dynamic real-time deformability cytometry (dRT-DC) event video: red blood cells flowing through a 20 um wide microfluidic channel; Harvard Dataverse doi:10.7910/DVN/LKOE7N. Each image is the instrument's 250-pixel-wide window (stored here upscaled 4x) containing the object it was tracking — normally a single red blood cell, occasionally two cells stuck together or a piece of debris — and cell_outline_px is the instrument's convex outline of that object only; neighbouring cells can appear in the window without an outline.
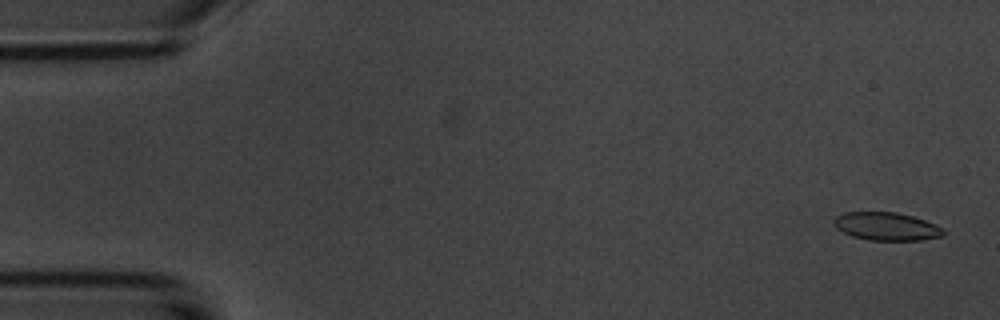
{"species": "common noctule bat (a hibernating species)", "species_latin": "Nyctalus noctula", "temperature_condition": "room temperature", "stored_images_in_passage": 54, "camera_frame_rate_fps": 3000, "um_per_image_px": 0.085, "animal": {"sex": "male", "body_mass_g": 20.1, "forearm_length_mm": 53.5}, "frame": {"image": 1, "passage_image": 2, "time_ms": 0.333, "image_size_px": [1000, 320], "cell_outline_px": [[944, 232], [940, 236], [920, 240], [868, 240], [852, 236], [836, 228], [832, 224], [832, 220], [836, 216], [844, 212], [896, 212], [912, 216], [924, 220], [944, 228]], "centroid_in_image_um": [75.3, 19.23], "position_along_channel_um": 9.7, "area_um2": 17.86}}
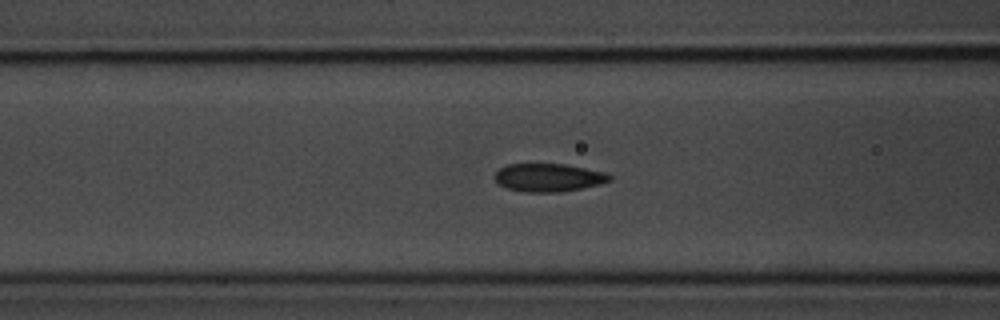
{"frame": {"image": 2, "passage_image": 21, "time_ms": 6.667, "image_size_px": [1000, 320], "cell_outline_px": [[612, 180], [600, 184], [560, 192], [524, 192], [508, 188], [500, 184], [492, 176], [500, 168], [508, 164], [564, 164], [604, 172], [612, 176]], "centroid_in_image_um": [46.61, 15.09], "position_along_channel_um": 120.0, "area_um2": 18.67}}
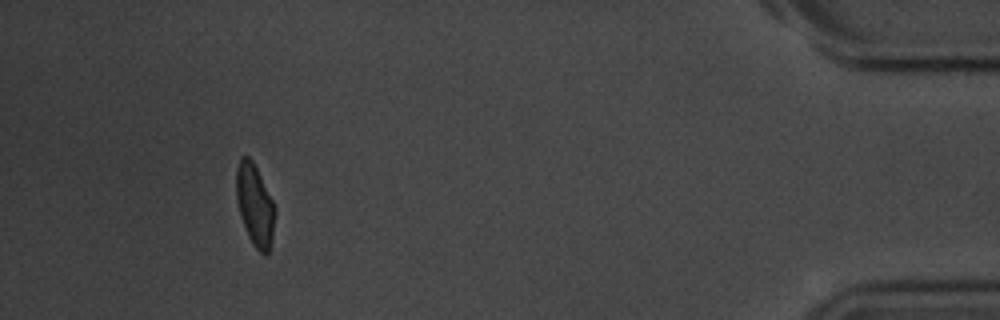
{"frame": {"image": 3, "passage_image": 50, "time_ms": 16.333, "image_size_px": [1000, 320], "cell_outline_px": [[276, 208], [272, 236], [268, 252], [264, 256], [252, 244], [248, 236], [240, 216], [236, 196], [236, 168], [240, 160], [244, 156], [248, 156], [252, 160]], "centroid_in_image_um": [21.65, 17.45], "position_along_channel_um": 413.5, "area_um2": 18.15}, "authors_computed_cell_mechanics": {"area_um2": 18.8139, "velocity_mm_per_s": 3.7132, "shape_relaxation_time_tau1_ms": 3.2716, "shape_relaxation_time_tau2_ms": 1.113, "deformation_change_tau1": 0.1425, "deformation_change_tau2": 0.0563}}